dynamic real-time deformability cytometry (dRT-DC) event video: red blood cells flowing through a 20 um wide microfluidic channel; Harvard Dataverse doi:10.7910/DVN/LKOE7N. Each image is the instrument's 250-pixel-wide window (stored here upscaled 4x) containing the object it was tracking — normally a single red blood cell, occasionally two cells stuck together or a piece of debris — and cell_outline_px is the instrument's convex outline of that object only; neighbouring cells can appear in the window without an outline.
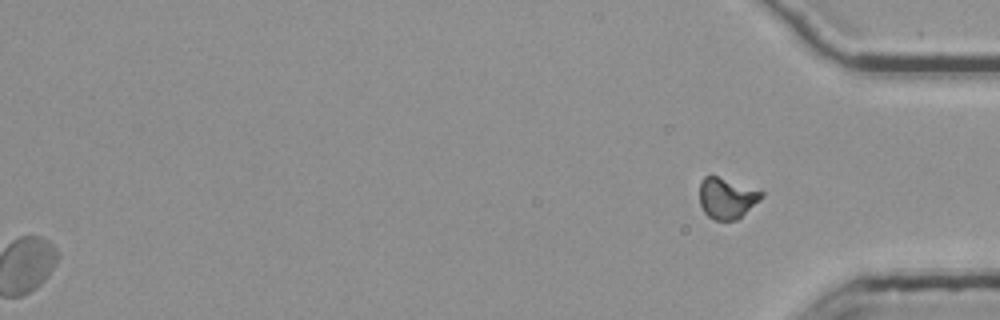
{"species": "common noctule bat (a hibernating species)", "species_latin": "Nyctalus noctula", "temperature_condition": "room temperature", "stored_images_in_passage": 38, "segment_of_instrument_passage": [2, 2], "camera_frame_rate_fps": 3000, "um_per_image_px": 0.085, "animal": {"sex": "female", "body_mass_g": 25.1}, "frame": {"image": 1, "passage_image": 38, "time_ms": 12.333, "image_size_px": [1000, 320], "cell_outline_px": [[764, 196], [760, 200], [736, 220], [716, 220], [708, 216], [704, 212], [700, 204], [700, 180], [704, 176], [716, 176], [764, 192]], "centroid_in_image_um": [61.76, 16.85], "position_along_channel_um": 373.4, "area_um2": 14.51}}